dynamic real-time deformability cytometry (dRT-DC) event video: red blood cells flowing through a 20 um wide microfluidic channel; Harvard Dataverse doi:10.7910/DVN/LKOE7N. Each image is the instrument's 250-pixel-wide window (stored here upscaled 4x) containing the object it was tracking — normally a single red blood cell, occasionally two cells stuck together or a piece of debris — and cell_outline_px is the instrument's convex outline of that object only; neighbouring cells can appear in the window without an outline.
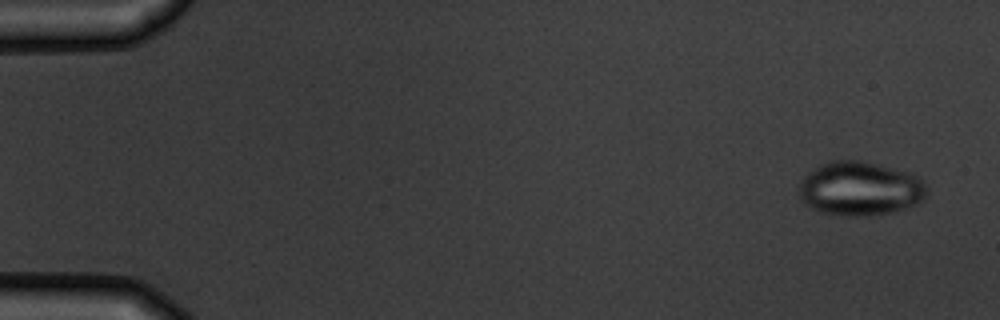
{"species": "common noctule bat (a hibernating species)", "species_latin": "Nyctalus noctula", "temperature_condition": "warm", "stored_images_in_passage": 4, "camera_frame_rate_fps": 3000, "um_per_image_px": 0.085, "animal": {"sex": "male", "body_mass_g": 19.5, "forearm_length_mm": 54.6}, "frame": {"image": 1, "passage_image": 1, "time_ms": 0.0, "image_size_px": [1000, 320], "cell_outline_px": [[924, 196], [916, 204], [896, 212], [872, 216], [840, 216], [820, 212], [804, 204], [800, 200], [800, 184], [804, 176], [808, 172], [820, 164], [828, 160], [860, 160], [912, 172], [920, 176], [924, 180]], "centroid_in_image_um": [73.09, 16.03], "position_along_channel_um": 11.9, "area_um2": 40.75}}